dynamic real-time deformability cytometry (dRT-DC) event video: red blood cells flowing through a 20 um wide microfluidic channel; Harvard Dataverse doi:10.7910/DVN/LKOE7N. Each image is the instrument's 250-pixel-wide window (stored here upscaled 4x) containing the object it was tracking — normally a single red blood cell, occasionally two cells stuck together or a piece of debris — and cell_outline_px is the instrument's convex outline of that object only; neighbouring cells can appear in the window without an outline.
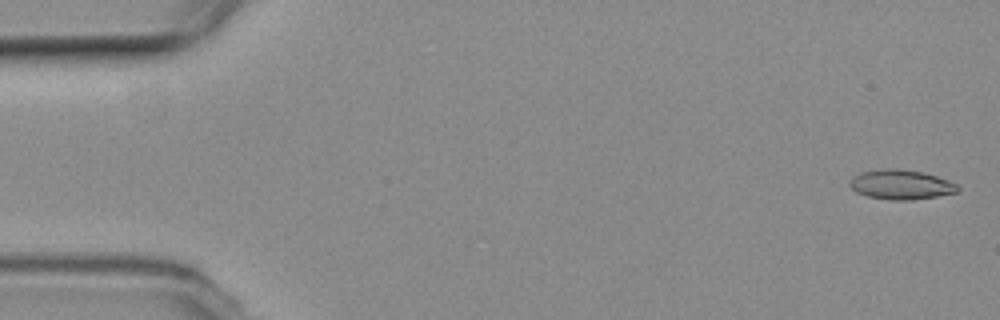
{"species": "common noctule bat (a hibernating species)", "species_latin": "Nyctalus noctula", "temperature_condition": "room temperature", "stored_images_in_passage": 55, "camera_frame_rate_fps": 3000, "um_per_image_px": 0.085, "animal": {"sex": "female", "body_mass_g": 19.3, "forearm_length_mm": 54.1}, "frame": {"image": 1, "passage_image": 2, "time_ms": 0.333, "image_size_px": [1000, 320], "cell_outline_px": [[960, 188], [956, 192], [936, 196], [912, 200], [892, 200], [868, 196], [856, 192], [848, 184], [848, 180], [852, 176], [860, 172], [888, 168], [896, 168], [924, 172], [948, 180], [956, 184]], "centroid_in_image_um": [76.54, 15.68], "position_along_channel_um": 8.5, "area_um2": 18.67}}
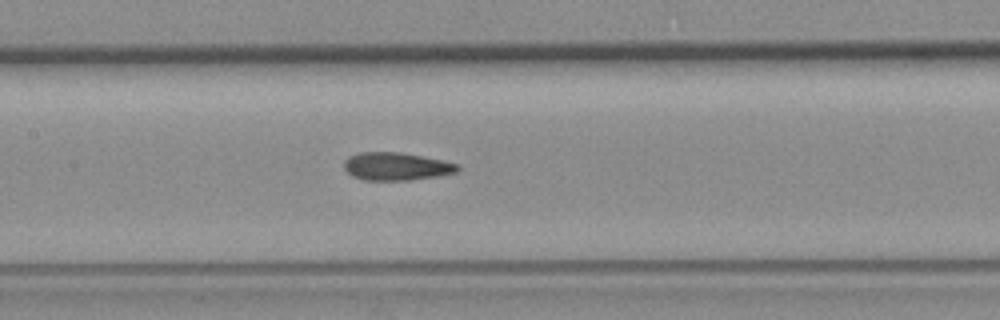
{"frame": {"image": 2, "passage_image": 26, "time_ms": 8.333, "image_size_px": [1000, 320], "cell_outline_px": [[460, 168], [456, 172], [440, 176], [408, 180], [364, 180], [352, 176], [344, 168], [344, 160], [348, 156], [360, 152], [400, 152], [444, 160], [460, 164]], "centroid_in_image_um": [33.7, 14.14], "position_along_channel_um": 173.7, "area_um2": 18.61}}
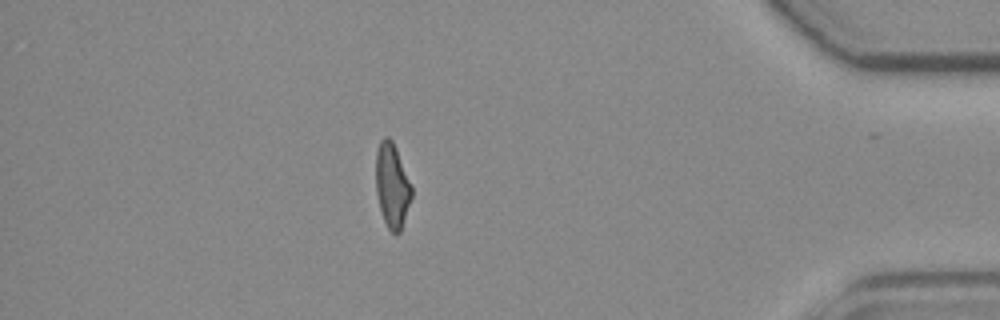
{"frame": {"image": 3, "passage_image": 48, "time_ms": 15.667, "image_size_px": [1000, 320], "cell_outline_px": [[412, 196], [400, 232], [392, 232], [388, 228], [384, 220], [380, 208], [376, 192], [376, 152], [380, 140], [384, 136], [388, 136], [392, 140], [396, 148], [412, 188]], "centroid_in_image_um": [33.31, 15.74], "position_along_channel_um": 401.9, "area_um2": 17.34}, "authors_computed_cell_mechanics": {"area_um2": 18.2648, "velocity_mm_per_s": 3.7572, "shape_relaxation_time_tau1_ms": null, "shape_relaxation_time_tau2_ms": 2.6032, "deformation_change_tau1": null, "deformation_change_tau2": 0.1025}}